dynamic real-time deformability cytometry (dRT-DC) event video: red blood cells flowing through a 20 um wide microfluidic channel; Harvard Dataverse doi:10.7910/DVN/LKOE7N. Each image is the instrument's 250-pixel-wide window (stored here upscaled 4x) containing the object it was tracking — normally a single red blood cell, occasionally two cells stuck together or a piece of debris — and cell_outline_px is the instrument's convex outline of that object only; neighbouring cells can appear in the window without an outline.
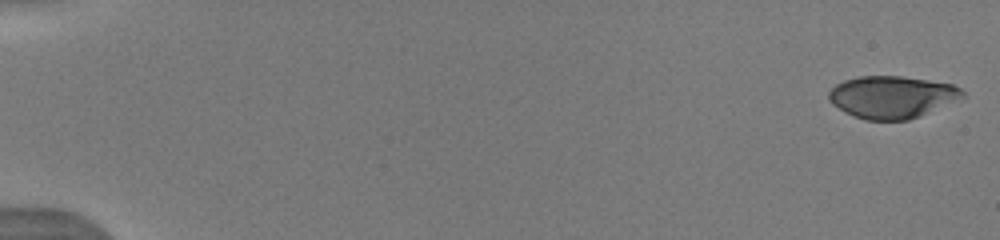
{"species": "human", "species_latin": "Homo sapiens", "temperature_condition": "warm", "stored_images_in_passage": 11, "camera_frame_rate_fps": 3000, "um_per_image_px": 0.085, "donor": {"sex": "male"}, "frame": {"image": 1, "passage_image": 1, "time_ms": 0.0, "image_size_px": [1000, 240], "cell_outline_px": [[964, 96], [920, 116], [908, 120], [864, 120], [844, 112], [832, 104], [828, 100], [828, 92], [836, 84], [844, 80], [860, 76], [900, 76], [928, 80], [952, 84], [960, 88], [964, 92]], "centroid_in_image_um": [75.76, 8.24], "position_along_channel_um": 9.2, "area_um2": 32.77}}
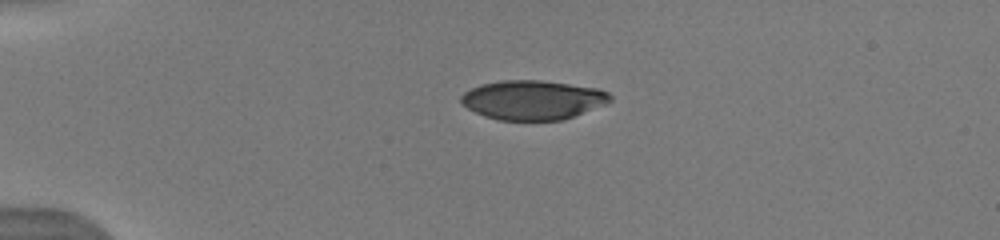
{"frame": {"image": 2, "passage_image": 5, "time_ms": 4.0, "image_size_px": [1000, 240], "cell_outline_px": [[612, 100], [604, 104], [564, 120], [500, 120], [484, 116], [468, 108], [460, 100], [460, 96], [464, 92], [480, 84], [500, 80], [540, 80], [600, 88], [608, 92], [612, 96]], "centroid_in_image_um": [45.29, 8.49], "position_along_channel_um": 39.7, "area_um2": 34.16}}
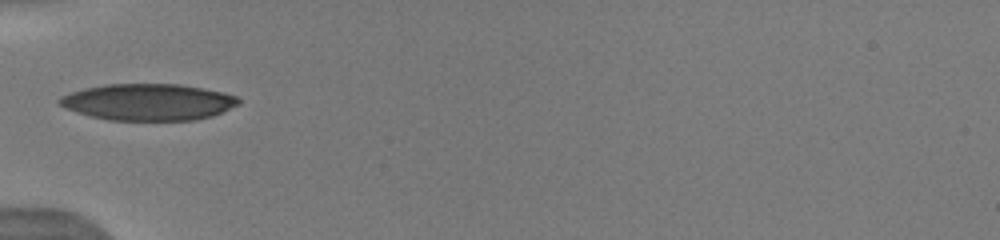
{"frame": {"image": 3, "passage_image": 8, "time_ms": 6.0, "image_size_px": [1000, 240], "cell_outline_px": [[240, 104], [212, 116], [192, 120], [108, 120], [76, 112], [64, 108], [56, 104], [56, 100], [60, 96], [84, 88], [104, 84], [180, 84], [204, 88], [236, 96], [240, 100]], "centroid_in_image_um": [12.55, 8.67], "position_along_channel_um": 72.5, "area_um2": 38.26}}